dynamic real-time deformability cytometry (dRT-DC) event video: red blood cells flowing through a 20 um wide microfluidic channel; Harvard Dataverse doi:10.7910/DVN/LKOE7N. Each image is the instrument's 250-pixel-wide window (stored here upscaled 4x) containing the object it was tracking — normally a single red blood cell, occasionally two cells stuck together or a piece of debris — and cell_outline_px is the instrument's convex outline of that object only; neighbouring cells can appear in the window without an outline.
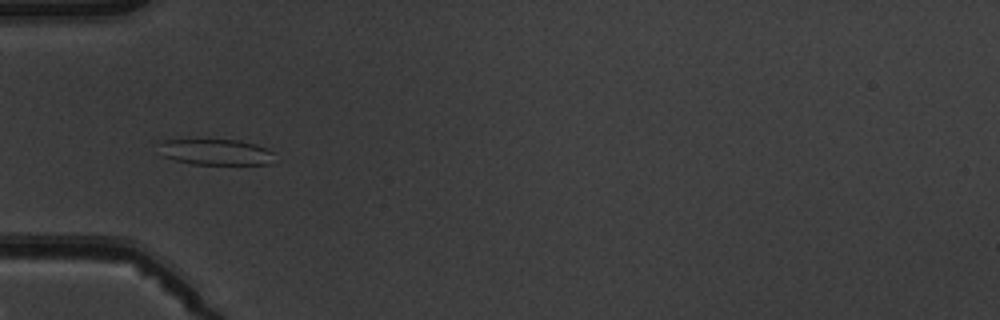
{"species": "common noctule bat (a hibernating species)", "species_latin": "Nyctalus noctula", "temperature_condition": "warm", "stored_images_in_passage": 8, "camera_frame_rate_fps": 3000, "um_per_image_px": 0.085, "animal": {"sex": "male", "body_mass_g": 19.5, "forearm_length_mm": 54.6}, "frame": {"image": 1, "passage_image": 5, "time_ms": 5.667, "image_size_px": [1000, 320], "cell_outline_px": [[272, 164], [192, 164], [176, 160], [164, 156], [160, 144], [164, 140], [240, 140], [268, 148], [272, 152]], "centroid_in_image_um": [18.4, 12.93], "position_along_channel_um": 66.6, "area_um2": 17.11}}
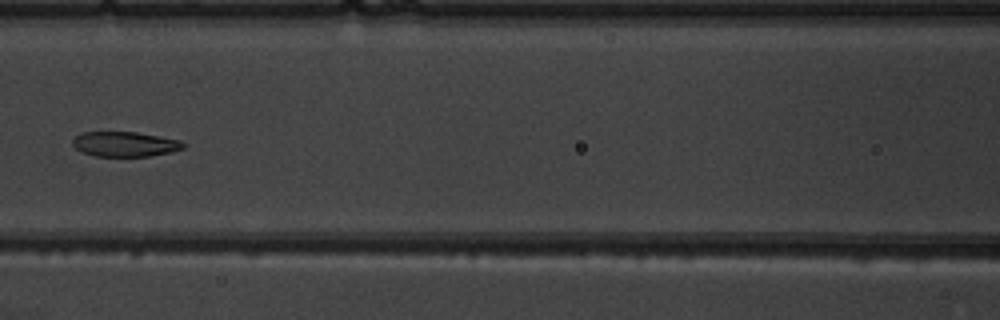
{"frame": {"image": 2, "passage_image": 7, "time_ms": 8.0, "image_size_px": [1000, 320], "cell_outline_px": [[188, 144], [184, 148], [172, 152], [148, 156], [96, 156], [84, 152], [76, 148], [72, 144], [72, 140], [80, 132], [136, 132], [160, 136], [180, 140]], "centroid_in_image_um": [10.66, 12.24], "position_along_channel_um": 155.9, "area_um2": 16.13}}
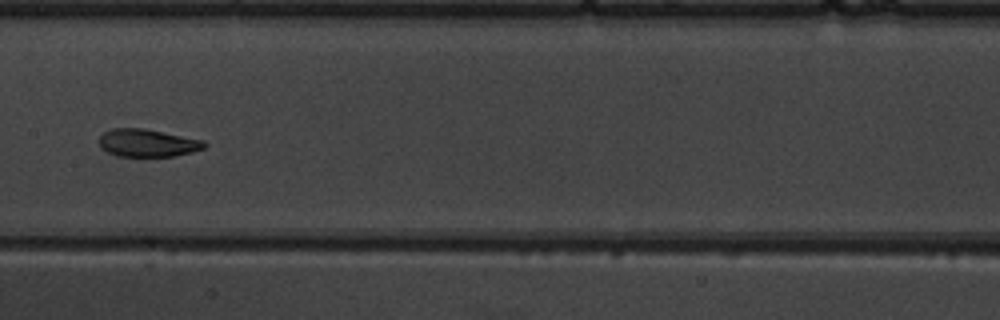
{"frame": {"image": 3, "passage_image": 8, "time_ms": 9.0, "image_size_px": [1000, 320], "cell_outline_px": [[208, 144], [204, 148], [192, 152], [176, 156], [116, 156], [108, 152], [100, 144], [100, 136], [104, 132], [112, 128], [144, 128], [204, 140]], "centroid_in_image_um": [12.58, 12.15], "position_along_channel_um": 194.8, "area_um2": 16.94}}